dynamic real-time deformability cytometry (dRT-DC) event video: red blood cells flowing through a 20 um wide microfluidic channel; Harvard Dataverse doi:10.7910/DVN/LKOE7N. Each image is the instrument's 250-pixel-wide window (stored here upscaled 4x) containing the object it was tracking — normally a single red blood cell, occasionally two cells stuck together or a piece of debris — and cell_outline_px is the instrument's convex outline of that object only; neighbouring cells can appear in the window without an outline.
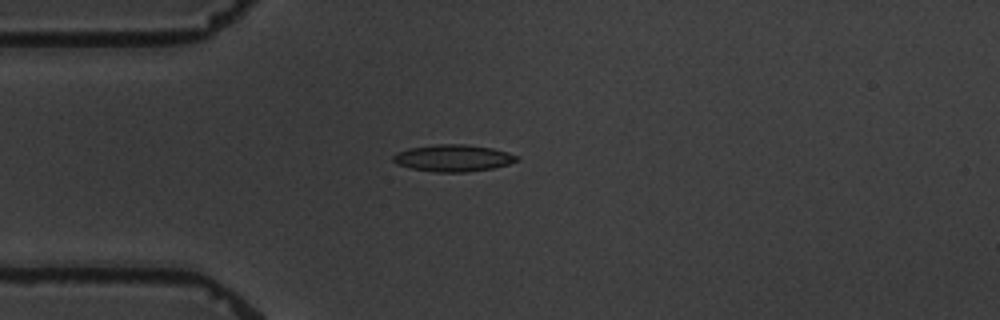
{"species": "common noctule bat (a hibernating species)", "species_latin": "Nyctalus noctula", "temperature_condition": "warm", "stored_images_in_passage": 11, "camera_frame_rate_fps": 3000, "um_per_image_px": 0.085, "animal": {"sex": "male", "body_mass_g": 19.5, "forearm_length_mm": 54.6}, "frame": {"image": 1, "passage_image": 3, "time_ms": 3.667, "image_size_px": [1000, 320], "cell_outline_px": [[520, 160], [508, 164], [492, 168], [468, 172], [432, 172], [412, 168], [396, 164], [392, 160], [392, 156], [396, 152], [408, 148], [436, 144], [464, 144], [492, 148], [520, 156]], "centroid_in_image_um": [38.5, 13.43], "position_along_channel_um": 46.5, "area_um2": 19.48}}
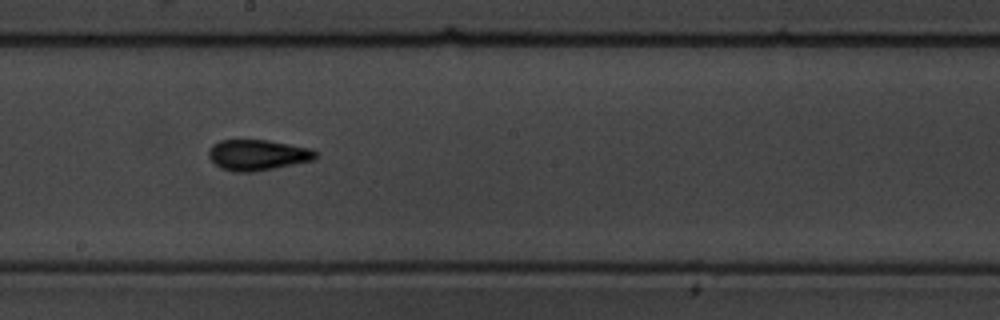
{"frame": {"image": 2, "passage_image": 8, "time_ms": 9.333, "image_size_px": [1000, 320], "cell_outline_px": [[320, 156], [312, 160], [252, 172], [232, 172], [220, 168], [208, 156], [208, 148], [212, 144], [220, 140], [268, 140], [308, 148], [316, 152]], "centroid_in_image_um": [21.84, 13.17], "position_along_channel_um": 226.4, "area_um2": 19.02}}
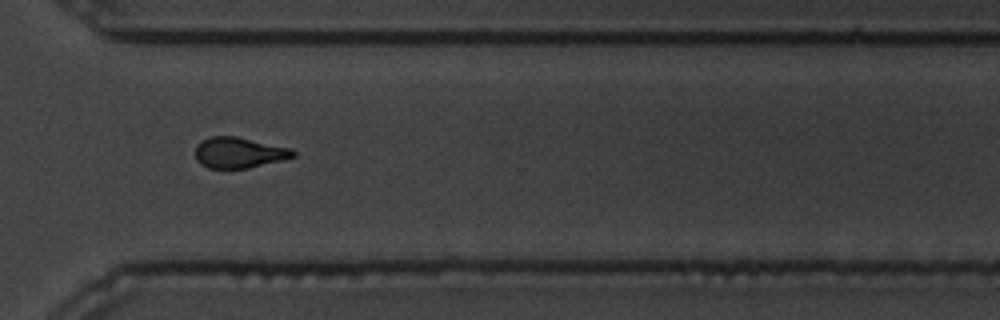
{"frame": {"image": 3, "passage_image": 11, "time_ms": 13.0, "image_size_px": [1000, 320], "cell_outline_px": [[296, 156], [248, 168], [208, 168], [200, 164], [196, 160], [196, 144], [212, 136], [236, 136], [292, 148], [296, 152]], "centroid_in_image_um": [20.31, 12.97], "position_along_channel_um": 350.3, "area_um2": 17.46}}